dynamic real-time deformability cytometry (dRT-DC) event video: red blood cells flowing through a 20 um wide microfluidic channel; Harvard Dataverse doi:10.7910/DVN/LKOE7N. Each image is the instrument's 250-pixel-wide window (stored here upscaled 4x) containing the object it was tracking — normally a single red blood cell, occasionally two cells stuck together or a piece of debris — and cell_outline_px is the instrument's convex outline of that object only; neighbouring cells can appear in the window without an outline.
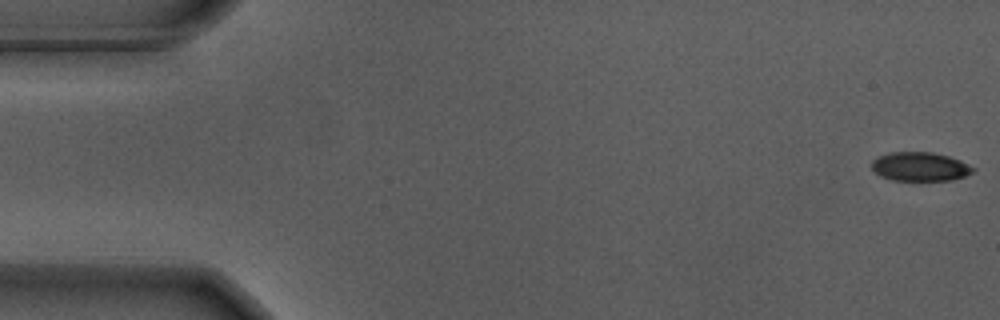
{"species": "Egyptian fruit bat (a non-hibernating species)", "species_latin": "Rousettus aegyptiacus", "temperature_condition": "warm", "stored_images_in_passage": 56, "camera_frame_rate_fps": 3000, "um_per_image_px": 0.085, "animal": {"sex": "male"}, "frame": {"image": 1, "passage_image": 1, "time_ms": 0.0, "image_size_px": [1000, 320], "cell_outline_px": [[976, 168], [972, 172], [964, 176], [952, 180], [892, 180], [880, 176], [872, 168], [872, 160], [880, 156], [892, 152], [932, 152], [948, 156], [960, 160]], "centroid_in_image_um": [78.21, 14.16], "position_along_channel_um": 6.8, "area_um2": 16.94}}
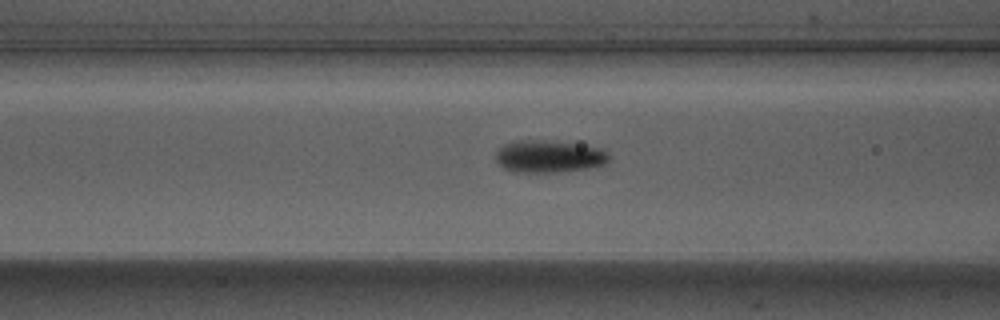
{"frame": {"image": 2, "passage_image": 22, "time_ms": 7.0, "image_size_px": [1000, 320], "cell_outline_px": [[608, 160], [604, 164], [588, 168], [556, 172], [512, 172], [504, 168], [496, 160], [496, 152], [504, 144], [512, 140], [536, 140], [572, 144], [600, 148], [608, 156]], "centroid_in_image_um": [46.58, 13.31], "position_along_channel_um": 120.0, "area_um2": 20.87}}
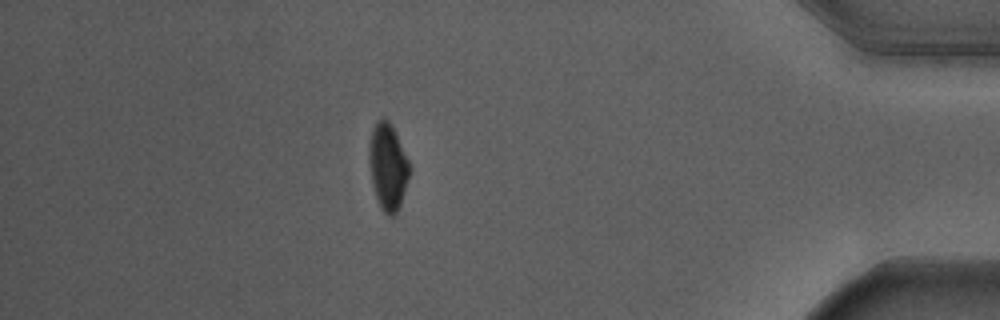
{"frame": {"image": 3, "passage_image": 49, "time_ms": 16.0, "image_size_px": [1000, 320], "cell_outline_px": [[408, 176], [400, 204], [396, 212], [392, 216], [388, 216], [380, 208], [372, 184], [368, 160], [368, 144], [372, 128], [376, 120], [388, 120], [392, 124], [408, 160]], "centroid_in_image_um": [32.92, 14.13], "position_along_channel_um": 402.3, "area_um2": 20.11}, "authors_computed_cell_mechanics": {"area_um2": 20.1433, "velocity_mm_per_s": 3.6709, "shape_relaxation_time_tau1_ms": 2.4751, "shape_relaxation_time_tau2_ms": null, "deformation_change_tau1": 0.1277, "deformation_change_tau2": null}}